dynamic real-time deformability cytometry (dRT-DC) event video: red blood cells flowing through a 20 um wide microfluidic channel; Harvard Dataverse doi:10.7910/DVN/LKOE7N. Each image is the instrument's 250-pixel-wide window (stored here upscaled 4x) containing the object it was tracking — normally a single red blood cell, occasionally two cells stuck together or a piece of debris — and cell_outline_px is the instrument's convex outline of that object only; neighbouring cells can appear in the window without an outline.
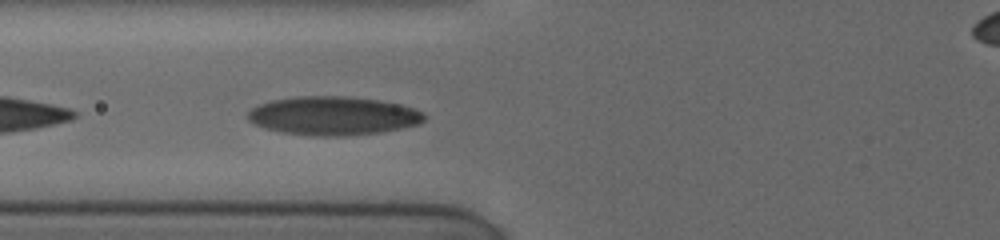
{"species": "human", "species_latin": "Homo sapiens", "temperature_condition": "cold", "stored_images_in_passage": 8, "camera_frame_rate_fps": 3000, "um_per_image_px": 0.085, "donor": {"sex": "female"}, "frame": {"image": 1, "passage_image": 8, "time_ms": 5.0, "image_size_px": [1000, 240], "cell_outline_px": [[424, 120], [420, 124], [380, 132], [340, 136], [312, 136], [284, 132], [264, 128], [252, 124], [248, 120], [248, 112], [252, 108], [260, 104], [272, 100], [296, 96], [340, 96], [376, 100], [400, 104], [412, 108], [420, 112], [424, 116]], "centroid_in_image_um": [28.27, 9.84], "position_along_channel_um": 97.5, "area_um2": 39.42}}